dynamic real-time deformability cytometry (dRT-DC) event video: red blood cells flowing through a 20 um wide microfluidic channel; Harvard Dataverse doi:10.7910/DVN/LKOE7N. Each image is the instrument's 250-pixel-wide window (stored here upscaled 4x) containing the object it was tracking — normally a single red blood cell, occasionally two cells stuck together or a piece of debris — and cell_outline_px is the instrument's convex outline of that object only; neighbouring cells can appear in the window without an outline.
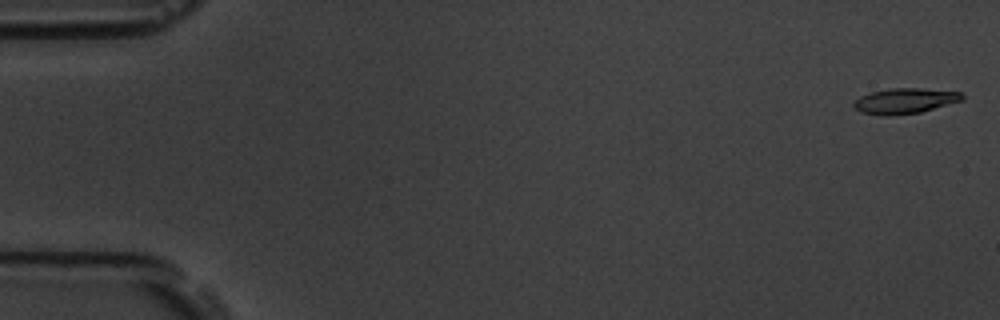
{"species": "common noctule bat (a hibernating species)", "species_latin": "Nyctalus noctula", "temperature_condition": "room temperature", "stored_images_in_passage": 14, "camera_frame_rate_fps": 3000, "um_per_image_px": 0.085, "animal": {"sex": "male", "body_mass_g": 19.5, "forearm_length_mm": 54.6}, "frame": {"image": 1, "passage_image": 1, "time_ms": 0.0, "image_size_px": [1000, 320], "cell_outline_px": [[964, 100], [920, 112], [888, 116], [884, 116], [860, 112], [852, 104], [860, 96], [872, 92], [888, 88], [920, 88], [960, 92], [964, 96]], "centroid_in_image_um": [76.91, 8.57], "position_along_channel_um": 8.1, "area_um2": 16.01}}